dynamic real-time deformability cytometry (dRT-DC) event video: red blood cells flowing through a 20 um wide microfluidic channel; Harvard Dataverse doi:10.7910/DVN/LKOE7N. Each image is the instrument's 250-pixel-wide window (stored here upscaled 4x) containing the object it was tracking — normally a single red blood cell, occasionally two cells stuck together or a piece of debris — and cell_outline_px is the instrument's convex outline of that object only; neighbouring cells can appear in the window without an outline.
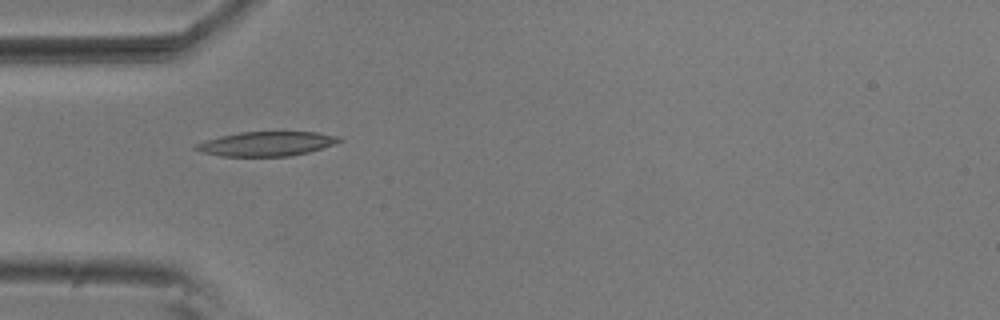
{"species": "common noctule bat (a hibernating species)", "species_latin": "Nyctalus noctula", "temperature_condition": "room temperature", "stored_images_in_passage": 7, "camera_frame_rate_fps": 3000, "um_per_image_px": 0.085, "animal": {"sex": "male", "body_mass_g": 20.5, "forearm_length_mm": 52.5}, "frame": {"image": 1, "passage_image": 5, "time_ms": 1.333, "image_size_px": [1000, 320], "cell_outline_px": [[344, 140], [336, 144], [308, 152], [292, 156], [220, 156], [200, 152], [192, 148], [196, 144], [220, 136], [240, 132], [316, 132], [340, 136]], "centroid_in_image_um": [22.69, 12.22], "position_along_channel_um": 62.3, "area_um2": 20.46}}
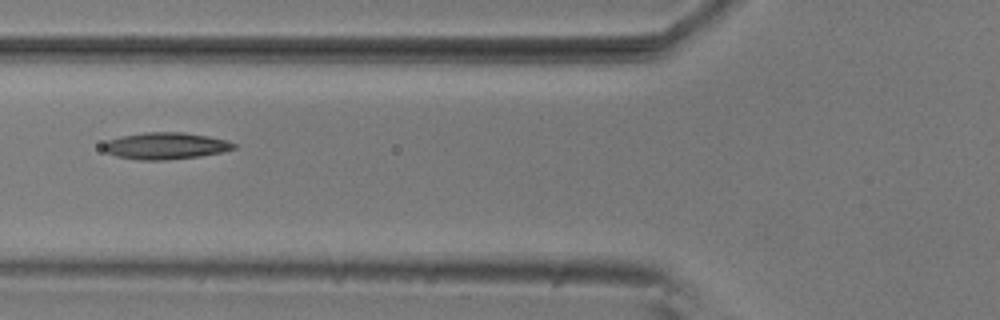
{"frame": {"image": 2, "passage_image": 6, "time_ms": 1.667, "image_size_px": [1000, 320], "cell_outline_px": [[236, 148], [220, 152], [200, 156], [168, 160], [140, 160], [116, 156], [104, 152], [100, 148], [100, 144], [108, 140], [124, 136], [144, 132], [184, 132], [208, 136], [228, 140], [236, 144]], "centroid_in_image_um": [14.03, 12.4], "position_along_channel_um": 111.8, "area_um2": 20.52}}
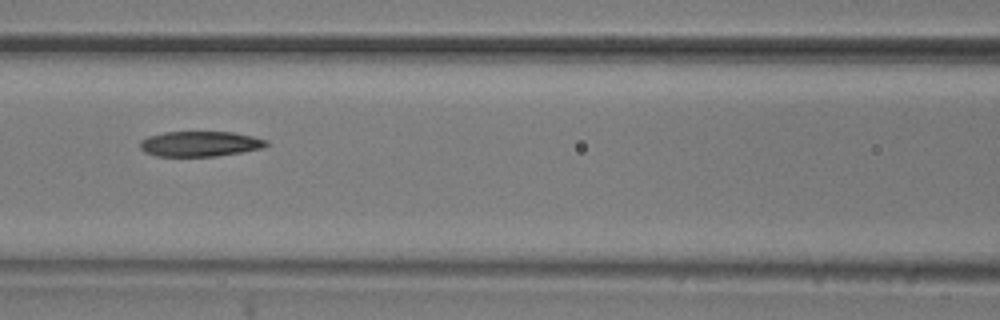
{"frame": {"image": 3, "passage_image": 7, "time_ms": 2.0, "image_size_px": [1000, 320], "cell_outline_px": [[268, 144], [264, 148], [216, 156], [156, 156], [144, 152], [140, 148], [140, 140], [148, 136], [164, 132], [232, 132], [252, 136], [268, 140]], "centroid_in_image_um": [16.99, 12.22], "position_along_channel_um": 149.6, "area_um2": 18.61}}